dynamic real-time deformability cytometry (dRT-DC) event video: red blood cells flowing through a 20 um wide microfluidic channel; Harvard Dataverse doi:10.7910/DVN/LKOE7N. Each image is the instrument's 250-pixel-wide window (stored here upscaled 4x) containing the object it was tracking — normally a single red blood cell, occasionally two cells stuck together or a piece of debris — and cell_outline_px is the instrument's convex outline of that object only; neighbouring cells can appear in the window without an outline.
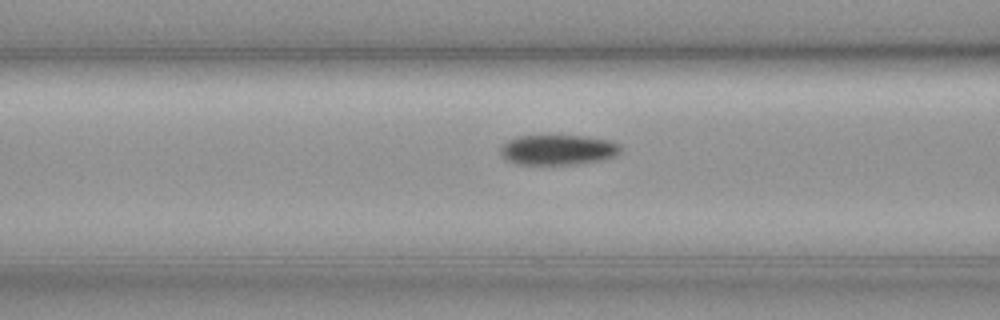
{"species": "common noctule bat (a hibernating species)", "species_latin": "Nyctalus noctula", "temperature_condition": "cold", "stored_images_in_passage": 35, "camera_frame_rate_fps": 3000, "um_per_image_px": 0.085, "animal": {"sex": "female", "body_mass_g": 19.3, "forearm_length_mm": 54.1}, "frame": {"image": 1, "passage_image": 5, "time_ms": 1.333, "image_size_px": [1000, 320], "cell_outline_px": [[620, 152], [616, 156], [600, 160], [576, 164], [516, 164], [504, 160], [500, 152], [500, 148], [508, 140], [516, 136], [584, 136], [608, 140], [620, 144]], "centroid_in_image_um": [47.4, 12.74], "position_along_channel_um": 119.2, "area_um2": 21.1}}
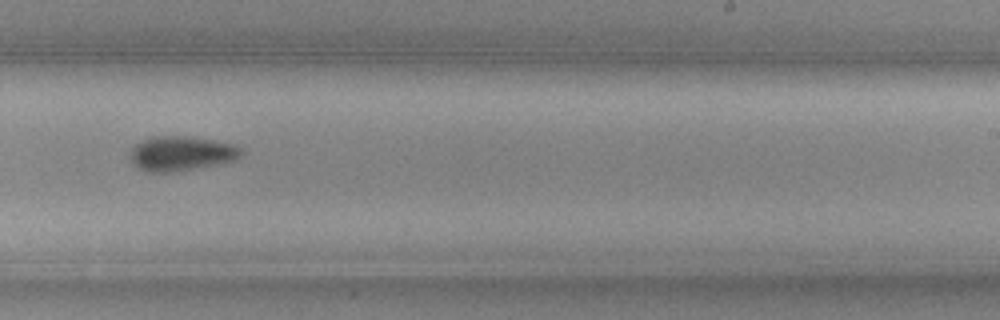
{"frame": {"image": 2, "passage_image": 18, "time_ms": 5.667, "image_size_px": [1000, 320], "cell_outline_px": [[240, 156], [236, 160], [216, 164], [168, 172], [148, 172], [140, 168], [132, 160], [132, 148], [136, 144], [152, 136], [184, 136], [212, 140], [236, 144], [240, 148]], "centroid_in_image_um": [15.43, 13.03], "position_along_channel_um": 273.6, "area_um2": 21.79}}
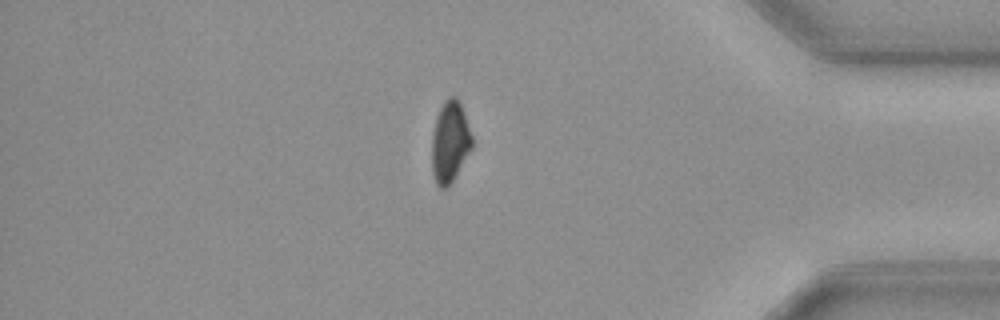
{"frame": {"image": 3, "passage_image": 31, "time_ms": 10.0, "image_size_px": [1000, 320], "cell_outline_px": [[472, 148], [452, 180], [444, 188], [440, 188], [436, 184], [432, 176], [432, 132], [436, 116], [444, 100], [448, 96], [456, 96], [464, 112], [472, 136]], "centroid_in_image_um": [38.22, 12.03], "position_along_channel_um": 397.0, "area_um2": 18.96}, "authors_computed_cell_mechanics": {"area_um2": 21.097, "velocity_mm_per_s": 3.5771, "shape_relaxation_time_tau1_ms": 6.5324, "shape_relaxation_time_tau2_ms": null, "deformation_change_tau1": 0.1248, "deformation_change_tau2": null}}